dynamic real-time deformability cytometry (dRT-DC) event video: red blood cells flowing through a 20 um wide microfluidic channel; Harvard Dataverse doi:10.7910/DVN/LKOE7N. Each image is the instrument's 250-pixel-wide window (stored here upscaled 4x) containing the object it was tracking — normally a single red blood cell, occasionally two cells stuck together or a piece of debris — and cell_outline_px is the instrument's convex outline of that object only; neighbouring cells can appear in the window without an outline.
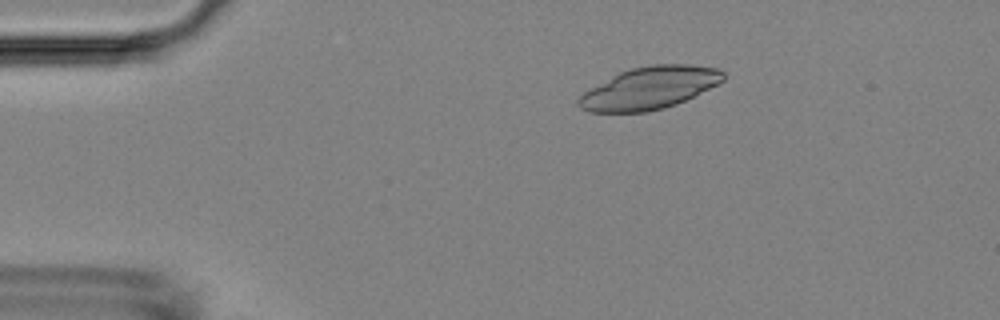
{"species": "Egyptian fruit bat (a non-hibernating species)", "species_latin": "Rousettus aegyptiacus", "temperature_condition": "room temperature", "stored_images_in_passage": 54, "camera_frame_rate_fps": 3000, "um_per_image_px": 0.085, "animal": {"sex": "female"}, "frame": {"image": 1, "passage_image": 10, "time_ms": 3.0, "image_size_px": [1000, 320], "cell_outline_px": [[724, 80], [676, 104], [664, 108], [644, 112], [588, 112], [580, 108], [576, 104], [576, 100], [584, 92], [612, 76], [620, 72], [632, 68], [652, 64], [688, 64], [720, 68], [724, 72]], "centroid_in_image_um": [55.18, 7.48], "position_along_channel_um": 29.8, "area_um2": 35.37}}